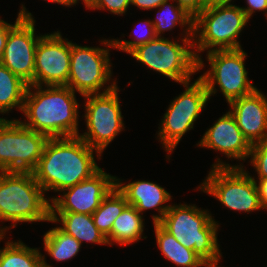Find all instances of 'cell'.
<instances>
[{"label": "cell", "mask_w": 267, "mask_h": 267, "mask_svg": "<svg viewBox=\"0 0 267 267\" xmlns=\"http://www.w3.org/2000/svg\"><path fill=\"white\" fill-rule=\"evenodd\" d=\"M93 151L101 159L102 154L79 136L49 138L33 171L36 182L44 193L61 192L91 178L101 169Z\"/></svg>", "instance_id": "6da1fadb"}, {"label": "cell", "mask_w": 267, "mask_h": 267, "mask_svg": "<svg viewBox=\"0 0 267 267\" xmlns=\"http://www.w3.org/2000/svg\"><path fill=\"white\" fill-rule=\"evenodd\" d=\"M43 88L28 85L22 110L27 122L21 123L49 138L78 136L79 103L75 92L67 86Z\"/></svg>", "instance_id": "7a4b0ae2"}, {"label": "cell", "mask_w": 267, "mask_h": 267, "mask_svg": "<svg viewBox=\"0 0 267 267\" xmlns=\"http://www.w3.org/2000/svg\"><path fill=\"white\" fill-rule=\"evenodd\" d=\"M208 210L195 205H170L159 224L181 245L193 250L210 265L217 266L221 258L217 231L219 224Z\"/></svg>", "instance_id": "3957f363"}, {"label": "cell", "mask_w": 267, "mask_h": 267, "mask_svg": "<svg viewBox=\"0 0 267 267\" xmlns=\"http://www.w3.org/2000/svg\"><path fill=\"white\" fill-rule=\"evenodd\" d=\"M33 172L0 171V219L40 222L50 219V198H45Z\"/></svg>", "instance_id": "277c9868"}, {"label": "cell", "mask_w": 267, "mask_h": 267, "mask_svg": "<svg viewBox=\"0 0 267 267\" xmlns=\"http://www.w3.org/2000/svg\"><path fill=\"white\" fill-rule=\"evenodd\" d=\"M248 21L239 6L208 4L194 19L193 51L198 59V71L204 68L200 52L242 48L237 39Z\"/></svg>", "instance_id": "5b68a950"}, {"label": "cell", "mask_w": 267, "mask_h": 267, "mask_svg": "<svg viewBox=\"0 0 267 267\" xmlns=\"http://www.w3.org/2000/svg\"><path fill=\"white\" fill-rule=\"evenodd\" d=\"M194 35H185L182 45L165 37L140 45L129 54L151 70L184 84L198 71V59L195 55Z\"/></svg>", "instance_id": "8992f818"}, {"label": "cell", "mask_w": 267, "mask_h": 267, "mask_svg": "<svg viewBox=\"0 0 267 267\" xmlns=\"http://www.w3.org/2000/svg\"><path fill=\"white\" fill-rule=\"evenodd\" d=\"M199 190L217 198L225 207L250 213L262 209L255 177L243 165L226 164L220 158L214 163Z\"/></svg>", "instance_id": "52a82bcc"}, {"label": "cell", "mask_w": 267, "mask_h": 267, "mask_svg": "<svg viewBox=\"0 0 267 267\" xmlns=\"http://www.w3.org/2000/svg\"><path fill=\"white\" fill-rule=\"evenodd\" d=\"M105 47L80 46L71 42V60L67 87L81 96L103 94L113 90L117 83L113 81L106 88L112 76L109 49L114 48L112 40H102ZM104 91L99 92L101 89Z\"/></svg>", "instance_id": "ba28073f"}, {"label": "cell", "mask_w": 267, "mask_h": 267, "mask_svg": "<svg viewBox=\"0 0 267 267\" xmlns=\"http://www.w3.org/2000/svg\"><path fill=\"white\" fill-rule=\"evenodd\" d=\"M49 137L25 127L20 120L0 122V171L33 172Z\"/></svg>", "instance_id": "9c48e42d"}, {"label": "cell", "mask_w": 267, "mask_h": 267, "mask_svg": "<svg viewBox=\"0 0 267 267\" xmlns=\"http://www.w3.org/2000/svg\"><path fill=\"white\" fill-rule=\"evenodd\" d=\"M246 55L242 48L207 52V61L211 68L199 76V79L205 84L209 98L217 93L215 84L228 103L256 89L247 77L244 64Z\"/></svg>", "instance_id": "30bf717a"}, {"label": "cell", "mask_w": 267, "mask_h": 267, "mask_svg": "<svg viewBox=\"0 0 267 267\" xmlns=\"http://www.w3.org/2000/svg\"><path fill=\"white\" fill-rule=\"evenodd\" d=\"M182 85L186 87L184 92L171 101L158 131V139L169 154L182 136L193 129L194 122L210 99L205 84L199 78L191 84L187 82Z\"/></svg>", "instance_id": "8fae6325"}, {"label": "cell", "mask_w": 267, "mask_h": 267, "mask_svg": "<svg viewBox=\"0 0 267 267\" xmlns=\"http://www.w3.org/2000/svg\"><path fill=\"white\" fill-rule=\"evenodd\" d=\"M118 90L116 86L113 90L103 94L83 96L86 99L84 117L88 130L78 136L101 154L125 128Z\"/></svg>", "instance_id": "7c38bea8"}, {"label": "cell", "mask_w": 267, "mask_h": 267, "mask_svg": "<svg viewBox=\"0 0 267 267\" xmlns=\"http://www.w3.org/2000/svg\"><path fill=\"white\" fill-rule=\"evenodd\" d=\"M33 15L22 5L10 29L0 63L28 85H34L35 53L42 35L35 33ZM36 35V36H35Z\"/></svg>", "instance_id": "4fadbf2b"}, {"label": "cell", "mask_w": 267, "mask_h": 267, "mask_svg": "<svg viewBox=\"0 0 267 267\" xmlns=\"http://www.w3.org/2000/svg\"><path fill=\"white\" fill-rule=\"evenodd\" d=\"M70 60L71 41L60 31L42 35L36 46L34 86H66Z\"/></svg>", "instance_id": "5bb4252c"}, {"label": "cell", "mask_w": 267, "mask_h": 267, "mask_svg": "<svg viewBox=\"0 0 267 267\" xmlns=\"http://www.w3.org/2000/svg\"><path fill=\"white\" fill-rule=\"evenodd\" d=\"M115 186L116 177L101 168L91 178L62 190L63 195H60V198H51L50 213L73 212L92 215Z\"/></svg>", "instance_id": "9a60e30c"}, {"label": "cell", "mask_w": 267, "mask_h": 267, "mask_svg": "<svg viewBox=\"0 0 267 267\" xmlns=\"http://www.w3.org/2000/svg\"><path fill=\"white\" fill-rule=\"evenodd\" d=\"M228 104L237 126L251 145L267 141V98L261 91L256 88Z\"/></svg>", "instance_id": "2e32d148"}, {"label": "cell", "mask_w": 267, "mask_h": 267, "mask_svg": "<svg viewBox=\"0 0 267 267\" xmlns=\"http://www.w3.org/2000/svg\"><path fill=\"white\" fill-rule=\"evenodd\" d=\"M197 145L220 151L228 159L234 158L240 161L249 158L252 146L243 136L230 111L223 114L212 127L207 129Z\"/></svg>", "instance_id": "e0dca14e"}, {"label": "cell", "mask_w": 267, "mask_h": 267, "mask_svg": "<svg viewBox=\"0 0 267 267\" xmlns=\"http://www.w3.org/2000/svg\"><path fill=\"white\" fill-rule=\"evenodd\" d=\"M116 187L140 214L151 208L156 209L159 215L152 216L153 224L159 223L170 208V205H165L171 200L170 193L154 182L138 180L125 185L116 177Z\"/></svg>", "instance_id": "ac0fdd59"}, {"label": "cell", "mask_w": 267, "mask_h": 267, "mask_svg": "<svg viewBox=\"0 0 267 267\" xmlns=\"http://www.w3.org/2000/svg\"><path fill=\"white\" fill-rule=\"evenodd\" d=\"M48 222H60V228L73 236L81 244L83 241L96 244H108L107 238L95 226L92 215L79 213H50Z\"/></svg>", "instance_id": "d6986e66"}, {"label": "cell", "mask_w": 267, "mask_h": 267, "mask_svg": "<svg viewBox=\"0 0 267 267\" xmlns=\"http://www.w3.org/2000/svg\"><path fill=\"white\" fill-rule=\"evenodd\" d=\"M143 216L134 206L128 205L114 221L111 233L106 237L108 245H129L142 239Z\"/></svg>", "instance_id": "ffe728a7"}, {"label": "cell", "mask_w": 267, "mask_h": 267, "mask_svg": "<svg viewBox=\"0 0 267 267\" xmlns=\"http://www.w3.org/2000/svg\"><path fill=\"white\" fill-rule=\"evenodd\" d=\"M156 243L166 259L179 267H201L205 261L193 250L181 245L159 223H154Z\"/></svg>", "instance_id": "44dd1931"}, {"label": "cell", "mask_w": 267, "mask_h": 267, "mask_svg": "<svg viewBox=\"0 0 267 267\" xmlns=\"http://www.w3.org/2000/svg\"><path fill=\"white\" fill-rule=\"evenodd\" d=\"M5 235L0 234V241ZM0 267H52L38 248H30L22 241H7L0 248Z\"/></svg>", "instance_id": "7402d4cb"}, {"label": "cell", "mask_w": 267, "mask_h": 267, "mask_svg": "<svg viewBox=\"0 0 267 267\" xmlns=\"http://www.w3.org/2000/svg\"><path fill=\"white\" fill-rule=\"evenodd\" d=\"M28 84L0 63V113H9L13 108L23 110Z\"/></svg>", "instance_id": "603a6c76"}, {"label": "cell", "mask_w": 267, "mask_h": 267, "mask_svg": "<svg viewBox=\"0 0 267 267\" xmlns=\"http://www.w3.org/2000/svg\"><path fill=\"white\" fill-rule=\"evenodd\" d=\"M169 1L171 0L165 1L158 7L157 18L151 20L156 36L163 37L161 33L171 31L177 24L181 28L187 27L183 35H194V18L177 4L168 3Z\"/></svg>", "instance_id": "cb8c5ba5"}, {"label": "cell", "mask_w": 267, "mask_h": 267, "mask_svg": "<svg viewBox=\"0 0 267 267\" xmlns=\"http://www.w3.org/2000/svg\"><path fill=\"white\" fill-rule=\"evenodd\" d=\"M129 205L125 196L115 186L92 214L95 226L107 237L117 217Z\"/></svg>", "instance_id": "d4e9b609"}, {"label": "cell", "mask_w": 267, "mask_h": 267, "mask_svg": "<svg viewBox=\"0 0 267 267\" xmlns=\"http://www.w3.org/2000/svg\"><path fill=\"white\" fill-rule=\"evenodd\" d=\"M43 237L45 251L58 262L74 258L80 251L82 245L60 227H54L48 230Z\"/></svg>", "instance_id": "484cf974"}, {"label": "cell", "mask_w": 267, "mask_h": 267, "mask_svg": "<svg viewBox=\"0 0 267 267\" xmlns=\"http://www.w3.org/2000/svg\"><path fill=\"white\" fill-rule=\"evenodd\" d=\"M142 25V31L140 34H137V37H134L135 40H118V39H112L114 49L121 50L126 53H130L133 49L136 47L146 44L149 41L154 40L157 36L154 31V25L151 22V20H144V22H141ZM144 26V27H143ZM135 32V31H134Z\"/></svg>", "instance_id": "4316f807"}, {"label": "cell", "mask_w": 267, "mask_h": 267, "mask_svg": "<svg viewBox=\"0 0 267 267\" xmlns=\"http://www.w3.org/2000/svg\"><path fill=\"white\" fill-rule=\"evenodd\" d=\"M250 163L257 172L258 179L267 178V141L255 143L251 146Z\"/></svg>", "instance_id": "83f0119b"}, {"label": "cell", "mask_w": 267, "mask_h": 267, "mask_svg": "<svg viewBox=\"0 0 267 267\" xmlns=\"http://www.w3.org/2000/svg\"><path fill=\"white\" fill-rule=\"evenodd\" d=\"M131 5V0H92L87 9L108 10L115 15H123Z\"/></svg>", "instance_id": "f1b7e54d"}, {"label": "cell", "mask_w": 267, "mask_h": 267, "mask_svg": "<svg viewBox=\"0 0 267 267\" xmlns=\"http://www.w3.org/2000/svg\"><path fill=\"white\" fill-rule=\"evenodd\" d=\"M184 9L194 19L207 7L208 0H171Z\"/></svg>", "instance_id": "f546056e"}, {"label": "cell", "mask_w": 267, "mask_h": 267, "mask_svg": "<svg viewBox=\"0 0 267 267\" xmlns=\"http://www.w3.org/2000/svg\"><path fill=\"white\" fill-rule=\"evenodd\" d=\"M246 2L248 6L240 8L246 14L248 19H250L256 11L267 12V0H246Z\"/></svg>", "instance_id": "4dcf8cb0"}, {"label": "cell", "mask_w": 267, "mask_h": 267, "mask_svg": "<svg viewBox=\"0 0 267 267\" xmlns=\"http://www.w3.org/2000/svg\"><path fill=\"white\" fill-rule=\"evenodd\" d=\"M15 25L14 24H9L6 21L0 19V61L2 59L5 45H6V40L9 35L10 29Z\"/></svg>", "instance_id": "1f68e13d"}, {"label": "cell", "mask_w": 267, "mask_h": 267, "mask_svg": "<svg viewBox=\"0 0 267 267\" xmlns=\"http://www.w3.org/2000/svg\"><path fill=\"white\" fill-rule=\"evenodd\" d=\"M167 0H131V5L136 6L137 8H142V10H151L158 8L162 3Z\"/></svg>", "instance_id": "d6a6232c"}, {"label": "cell", "mask_w": 267, "mask_h": 267, "mask_svg": "<svg viewBox=\"0 0 267 267\" xmlns=\"http://www.w3.org/2000/svg\"><path fill=\"white\" fill-rule=\"evenodd\" d=\"M255 181L262 207L263 209H267V178L259 179L258 183L257 180Z\"/></svg>", "instance_id": "836d02e7"}, {"label": "cell", "mask_w": 267, "mask_h": 267, "mask_svg": "<svg viewBox=\"0 0 267 267\" xmlns=\"http://www.w3.org/2000/svg\"><path fill=\"white\" fill-rule=\"evenodd\" d=\"M45 1H51L53 3H57V4H62L63 6H73L76 5L78 3L79 0H45Z\"/></svg>", "instance_id": "e575fe53"}, {"label": "cell", "mask_w": 267, "mask_h": 267, "mask_svg": "<svg viewBox=\"0 0 267 267\" xmlns=\"http://www.w3.org/2000/svg\"><path fill=\"white\" fill-rule=\"evenodd\" d=\"M231 1L232 0H208V3L213 5H232Z\"/></svg>", "instance_id": "d590c367"}, {"label": "cell", "mask_w": 267, "mask_h": 267, "mask_svg": "<svg viewBox=\"0 0 267 267\" xmlns=\"http://www.w3.org/2000/svg\"><path fill=\"white\" fill-rule=\"evenodd\" d=\"M6 227V228H5ZM4 228H0V234H2V235H5V233H6V230H8L9 229V227H7V226H5Z\"/></svg>", "instance_id": "8d00e7d4"}, {"label": "cell", "mask_w": 267, "mask_h": 267, "mask_svg": "<svg viewBox=\"0 0 267 267\" xmlns=\"http://www.w3.org/2000/svg\"><path fill=\"white\" fill-rule=\"evenodd\" d=\"M84 2L85 7L92 1V0H82Z\"/></svg>", "instance_id": "74e56055"}, {"label": "cell", "mask_w": 267, "mask_h": 267, "mask_svg": "<svg viewBox=\"0 0 267 267\" xmlns=\"http://www.w3.org/2000/svg\"><path fill=\"white\" fill-rule=\"evenodd\" d=\"M210 266H211L210 264L205 262L201 267H210Z\"/></svg>", "instance_id": "f35d334b"}]
</instances>
